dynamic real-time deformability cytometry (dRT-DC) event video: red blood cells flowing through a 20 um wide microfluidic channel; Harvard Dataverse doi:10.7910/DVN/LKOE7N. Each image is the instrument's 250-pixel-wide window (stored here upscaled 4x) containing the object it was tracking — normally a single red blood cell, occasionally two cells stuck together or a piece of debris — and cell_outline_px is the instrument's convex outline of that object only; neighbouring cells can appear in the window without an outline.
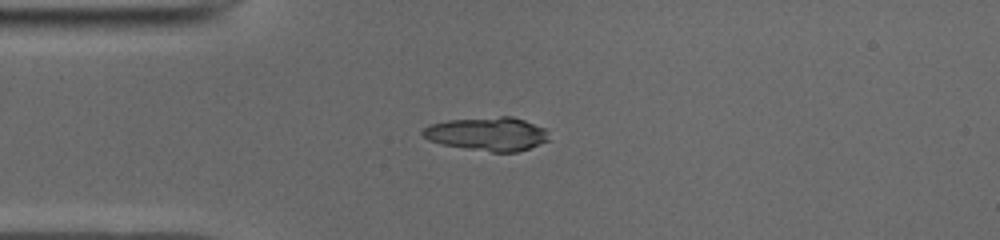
{"species": "common noctule bat (a hibernating species)", "species_latin": "Nyctalus noctula", "temperature_condition": "cold", "stored_images_in_passage": 39, "camera_frame_rate_fps": 3000, "um_per_image_px": 0.085, "animal": {"sex": "male", "body_mass_g": 19.0, "forearm_length_mm": 50.8}, "frame": {"image": 1, "passage_image": 1, "time_ms": 0.0, "image_size_px": [1000, 240], "cell_outline_px": [[548, 140], [528, 148], [516, 152], [492, 152], [444, 144], [428, 140], [420, 132], [428, 124], [448, 120], [500, 116], [512, 116], [548, 128]], "centroid_in_image_um": [41.45, 11.36], "position_along_channel_um": 43.6, "area_um2": 24.62}}
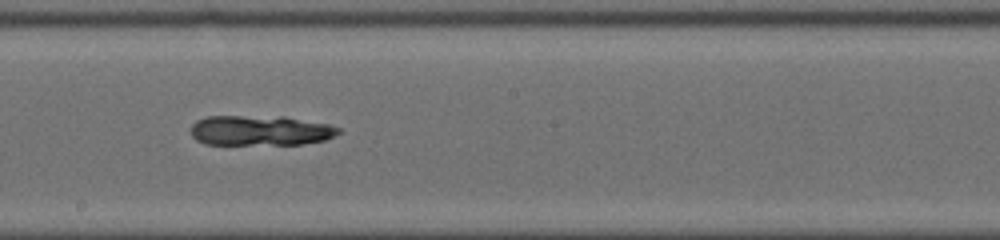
{"frame": {"image": 2, "passage_image": 16, "time_ms": 5.0, "image_size_px": [1000, 240], "cell_outline_px": [[340, 132], [336, 136], [324, 140], [304, 144], [204, 144], [196, 140], [192, 136], [192, 124], [196, 120], [208, 116], [284, 116], [328, 124], [340, 128]], "centroid_in_image_um": [22.14, 11.09], "position_along_channel_um": 226.1, "area_um2": 26.07}}
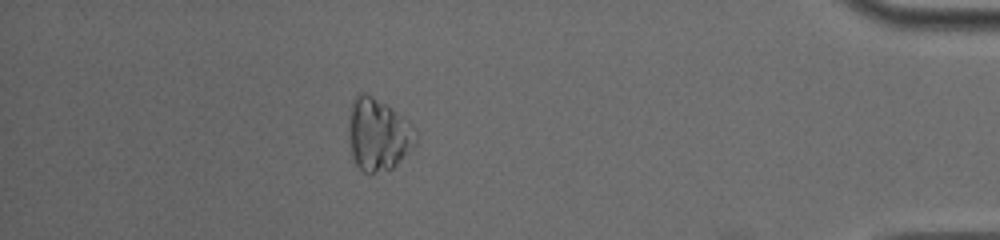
{"frame": {"image": 3, "passage_image": 33, "time_ms": 10.667, "image_size_px": [1000, 240], "cell_outline_px": [[416, 144], [392, 168], [372, 172], [364, 172], [356, 164], [352, 156], [348, 136], [348, 128], [352, 104], [356, 96], [360, 92], [364, 92], [372, 96], [384, 104], [412, 124], [416, 128]], "centroid_in_image_um": [32.14, 11.44], "position_along_channel_um": 403.1, "area_um2": 27.69}}